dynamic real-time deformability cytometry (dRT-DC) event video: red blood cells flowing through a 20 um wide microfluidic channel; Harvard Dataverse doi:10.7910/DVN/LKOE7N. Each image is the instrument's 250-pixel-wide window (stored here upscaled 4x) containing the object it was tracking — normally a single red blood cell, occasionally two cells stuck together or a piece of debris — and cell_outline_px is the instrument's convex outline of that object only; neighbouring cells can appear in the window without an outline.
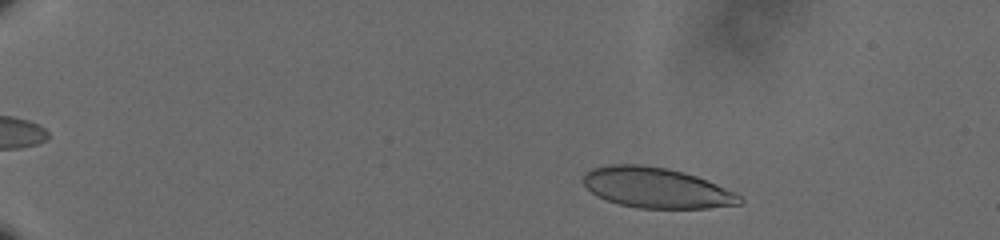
{"species": "human", "species_latin": "Homo sapiens", "temperature_condition": "cold", "stored_images_in_passage": 54, "camera_frame_rate_fps": 3000, "um_per_image_px": 0.085, "donor": {"sex": "male"}, "frame": {"image": 1, "passage_image": 6, "time_ms": 1.667, "image_size_px": [1000, 240], "cell_outline_px": [[744, 200], [740, 204], [708, 208], [640, 208], [620, 204], [596, 196], [584, 184], [584, 172], [592, 168], [608, 164], [640, 164], [668, 168], [684, 172], [708, 180], [736, 192]], "centroid_in_image_um": [55.81, 15.95], "position_along_channel_um": 29.2, "area_um2": 36.93}}
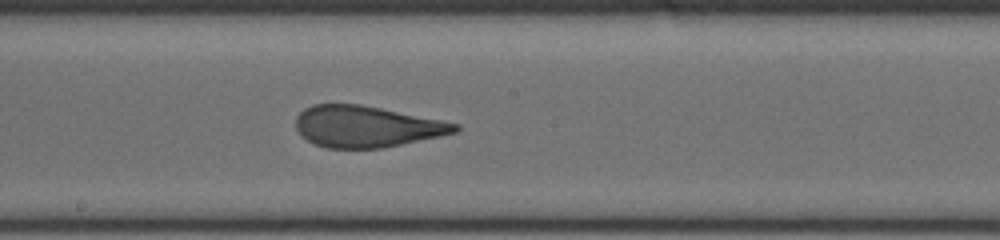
{"frame": {"image": 2, "passage_image": 31, "time_ms": 10.0, "image_size_px": [1000, 240], "cell_outline_px": [[460, 128], [456, 132], [440, 136], [380, 148], [328, 148], [316, 144], [300, 136], [296, 128], [296, 116], [304, 108], [312, 104], [360, 104], [460, 124]], "centroid_in_image_um": [31.1, 10.75], "position_along_channel_um": 217.1, "area_um2": 38.03}}
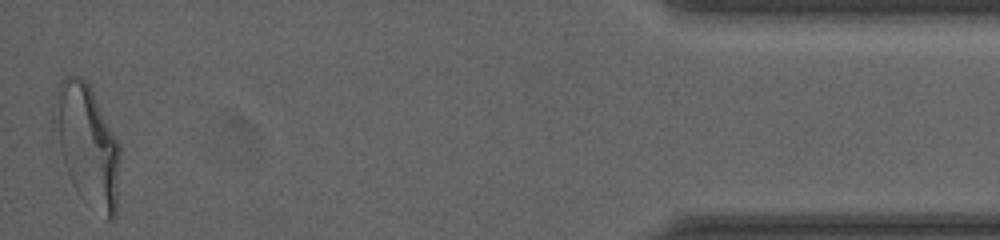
{"frame": {"image": 3, "passage_image": 54, "time_ms": 17.667, "image_size_px": [1000, 240], "cell_outline_px": [[120, 156], [116, 216], [112, 220], [108, 220], [84, 200], [76, 192], [68, 176], [64, 164], [60, 148], [56, 100], [56, 88], [60, 80], [64, 76], [80, 76], [92, 88], [120, 144]], "centroid_in_image_um": [7.49, 12.36], "position_along_channel_um": 427.7, "area_um2": 45.37}, "authors_computed_cell_mechanics": {"area_um2": 39.1017, "velocity_mm_per_s": 3.6131, "shape_relaxation_time_tau1_ms": 5.5197, "shape_relaxation_time_tau2_ms": 0.8773, "deformation_change_tau1": 0.1975, "deformation_change_tau2": 0.073}}